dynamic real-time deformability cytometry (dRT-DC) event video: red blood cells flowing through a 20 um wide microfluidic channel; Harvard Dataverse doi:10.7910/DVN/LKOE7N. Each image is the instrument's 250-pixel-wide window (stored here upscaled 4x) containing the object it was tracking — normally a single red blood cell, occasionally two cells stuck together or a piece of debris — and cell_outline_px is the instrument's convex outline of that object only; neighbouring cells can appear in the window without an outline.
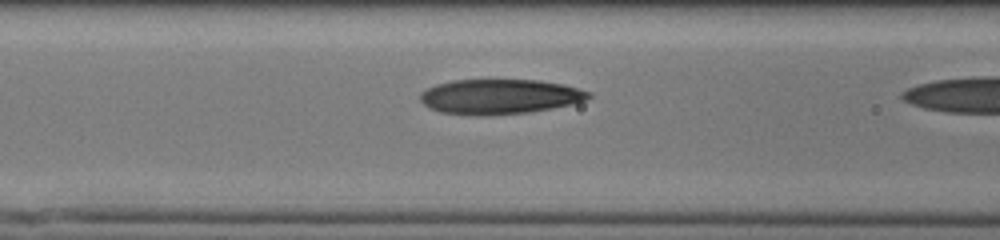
{"species": "human", "species_latin": "Homo sapiens", "temperature_condition": "cold", "stored_images_in_passage": 11, "camera_frame_rate_fps": 3000, "um_per_image_px": 0.085, "donor": {"sex": "male"}, "frame": {"image": 1, "passage_image": 10, "time_ms": 3.0, "image_size_px": [1000, 240], "cell_outline_px": [[592, 96], [584, 100], [552, 108], [528, 112], [476, 116], [440, 112], [428, 108], [420, 100], [420, 92], [436, 84], [452, 80], [540, 80], [564, 84], [592, 92]], "centroid_in_image_um": [42.44, 8.21], "position_along_channel_um": 124.2, "area_um2": 34.28}}